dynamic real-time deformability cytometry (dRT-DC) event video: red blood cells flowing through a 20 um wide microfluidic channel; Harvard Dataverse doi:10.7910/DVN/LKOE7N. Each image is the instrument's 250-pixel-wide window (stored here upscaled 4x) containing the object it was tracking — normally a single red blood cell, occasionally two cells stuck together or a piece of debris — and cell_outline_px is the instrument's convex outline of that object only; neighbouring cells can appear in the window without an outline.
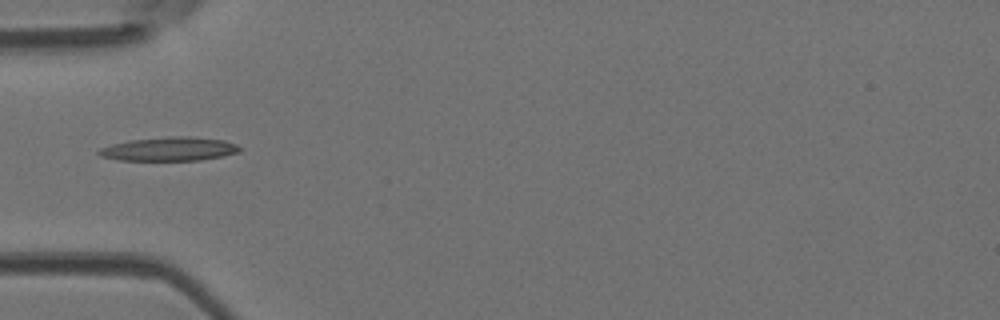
{"species": "Egyptian fruit bat (a non-hibernating species)", "species_latin": "Rousettus aegyptiacus", "temperature_condition": "room temperature", "stored_images_in_passage": 6, "camera_frame_rate_fps": 3000, "um_per_image_px": 0.085, "animal": {"sex": "female"}, "frame": {"image": 1, "passage_image": 5, "time_ms": 1.333, "image_size_px": [1000, 320], "cell_outline_px": [[240, 152], [224, 156], [200, 160], [120, 160], [100, 156], [96, 152], [100, 148], [112, 144], [128, 140], [168, 136], [188, 136], [224, 140], [236, 144], [240, 148]], "centroid_in_image_um": [14.39, 12.66], "position_along_channel_um": 70.6, "area_um2": 19.59}}
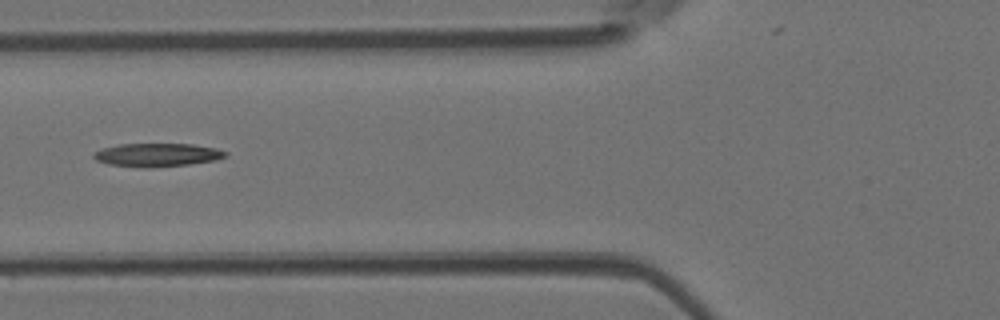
{"frame": {"image": 2, "passage_image": 6, "time_ms": 1.667, "image_size_px": [1000, 320], "cell_outline_px": [[228, 156], [216, 160], [188, 164], [148, 168], [144, 168], [108, 164], [96, 160], [92, 156], [92, 152], [100, 148], [120, 144], [192, 144], [216, 148], [228, 152]], "centroid_in_image_um": [13.33, 13.16], "position_along_channel_um": 112.5, "area_um2": 18.09}}